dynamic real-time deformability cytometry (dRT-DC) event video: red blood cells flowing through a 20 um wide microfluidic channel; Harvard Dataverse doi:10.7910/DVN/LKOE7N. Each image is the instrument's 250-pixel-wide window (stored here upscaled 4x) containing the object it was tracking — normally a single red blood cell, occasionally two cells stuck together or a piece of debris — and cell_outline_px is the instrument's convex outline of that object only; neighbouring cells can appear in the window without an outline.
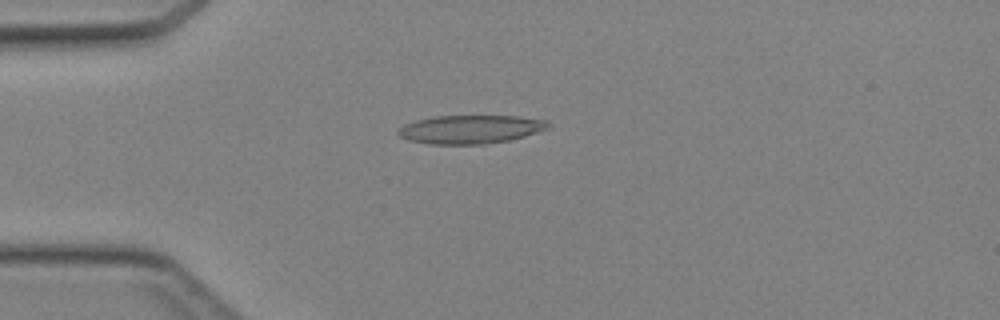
{"species": "Egyptian fruit bat (a non-hibernating species)", "species_latin": "Rousettus aegyptiacus", "temperature_condition": "cold", "stored_images_in_passage": 15, "camera_frame_rate_fps": 3000, "um_per_image_px": 0.085, "animal": {"sex": "female"}, "frame": {"image": 1, "passage_image": 12, "time_ms": 3.667, "image_size_px": [1000, 320], "cell_outline_px": [[552, 128], [524, 136], [508, 140], [480, 144], [428, 144], [408, 140], [400, 136], [396, 132], [404, 124], [416, 120], [432, 116], [516, 116], [548, 120], [552, 124]], "centroid_in_image_um": [40.02, 10.98], "position_along_channel_um": 45.0, "area_um2": 25.03}}